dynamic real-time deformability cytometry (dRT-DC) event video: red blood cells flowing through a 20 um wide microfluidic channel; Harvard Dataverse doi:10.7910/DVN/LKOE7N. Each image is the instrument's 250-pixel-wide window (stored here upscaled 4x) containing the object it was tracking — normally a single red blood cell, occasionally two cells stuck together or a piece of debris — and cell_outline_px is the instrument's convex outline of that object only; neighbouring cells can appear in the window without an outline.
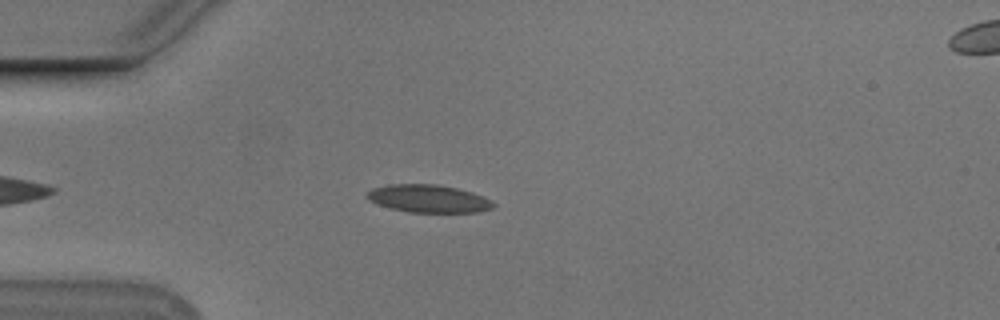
{"species": "Egyptian fruit bat (a non-hibernating species)", "species_latin": "Rousettus aegyptiacus", "temperature_condition": "cold", "stored_images_in_passage": 44, "camera_frame_rate_fps": 3000, "um_per_image_px": 0.085, "animal": {"sex": "male"}, "frame": {"image": 1, "passage_image": 8, "time_ms": 2.333, "image_size_px": [1000, 320], "cell_outline_px": [[496, 204], [492, 208], [476, 212], [408, 212], [376, 204], [368, 200], [364, 196], [372, 188], [388, 184], [436, 184], [456, 188], [472, 192]], "centroid_in_image_um": [36.35, 16.88], "position_along_channel_um": 48.7, "area_um2": 20.29}}
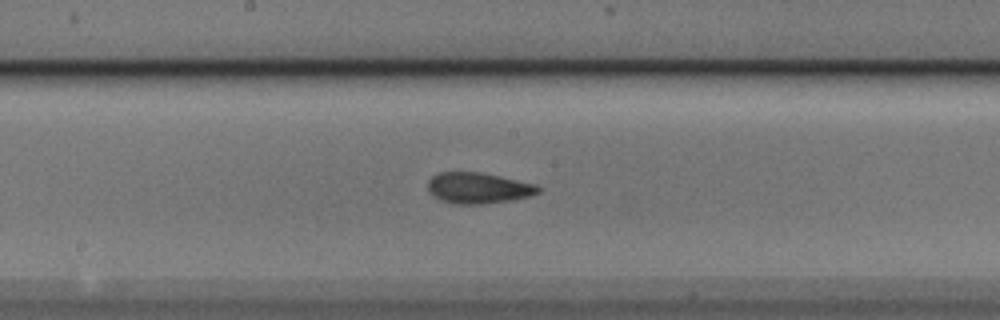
{"frame": {"image": 2, "passage_image": 22, "time_ms": 7.0, "image_size_px": [1000, 320], "cell_outline_px": [[540, 192], [528, 196], [512, 200], [480, 204], [456, 204], [440, 200], [432, 196], [428, 192], [428, 180], [432, 176], [440, 172], [480, 172], [500, 176], [536, 184], [540, 188]], "centroid_in_image_um": [40.62, 15.98], "position_along_channel_um": 207.6, "area_um2": 19.94}}
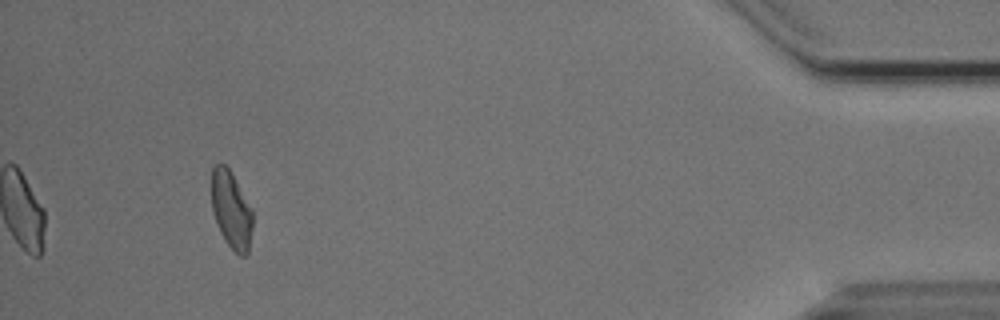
{"frame": {"image": 3, "passage_image": 44, "time_ms": 14.333, "image_size_px": [1000, 320], "cell_outline_px": [[252, 228], [248, 252], [244, 256], [240, 256], [224, 240], [220, 232], [212, 212], [212, 168], [216, 164], [224, 164], [228, 168], [252, 208]], "centroid_in_image_um": [19.65, 17.86], "position_along_channel_um": 415.5, "area_um2": 18.32}, "authors_computed_cell_mechanics": {"area_um2": 19.5653, "velocity_mm_per_s": 3.7458, "shape_relaxation_time_tau1_ms": 4.401, "shape_relaxation_time_tau2_ms": 1.9308, "deformation_change_tau1": 0.1118, "deformation_change_tau2": 0.0806}}